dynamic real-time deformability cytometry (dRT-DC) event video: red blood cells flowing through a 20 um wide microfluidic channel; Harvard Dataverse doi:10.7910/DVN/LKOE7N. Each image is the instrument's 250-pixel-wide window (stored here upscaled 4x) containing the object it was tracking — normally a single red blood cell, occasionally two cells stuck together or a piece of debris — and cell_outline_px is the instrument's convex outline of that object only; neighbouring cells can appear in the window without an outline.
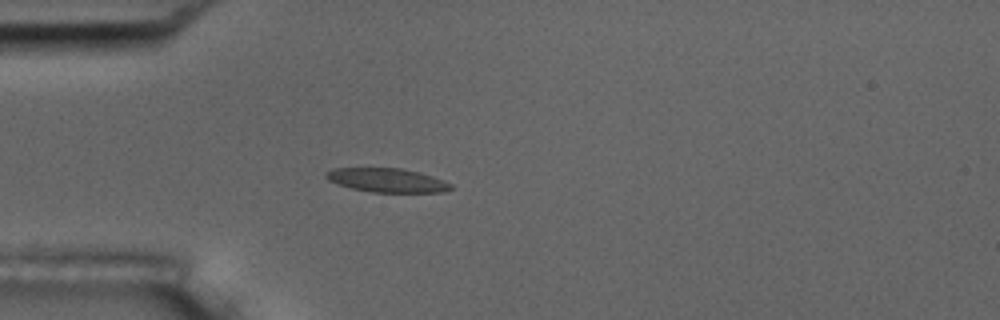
{"species": "common noctule bat (a hibernating species)", "species_latin": "Nyctalus noctula", "temperature_condition": "room temperature", "stored_images_in_passage": 4, "camera_frame_rate_fps": 3000, "um_per_image_px": 0.085, "animal": {"sex": "male", "body_mass_g": 17.5, "forearm_length_mm": 52.3}, "frame": {"image": 1, "passage_image": 4, "time_ms": 3.667, "image_size_px": [1000, 320], "cell_outline_px": [[452, 188], [444, 192], [372, 192], [352, 188], [336, 184], [328, 180], [324, 176], [324, 172], [332, 168], [400, 168], [420, 172], [444, 180], [452, 184]], "centroid_in_image_um": [32.87, 15.31], "position_along_channel_um": 52.1, "area_um2": 17.51}}